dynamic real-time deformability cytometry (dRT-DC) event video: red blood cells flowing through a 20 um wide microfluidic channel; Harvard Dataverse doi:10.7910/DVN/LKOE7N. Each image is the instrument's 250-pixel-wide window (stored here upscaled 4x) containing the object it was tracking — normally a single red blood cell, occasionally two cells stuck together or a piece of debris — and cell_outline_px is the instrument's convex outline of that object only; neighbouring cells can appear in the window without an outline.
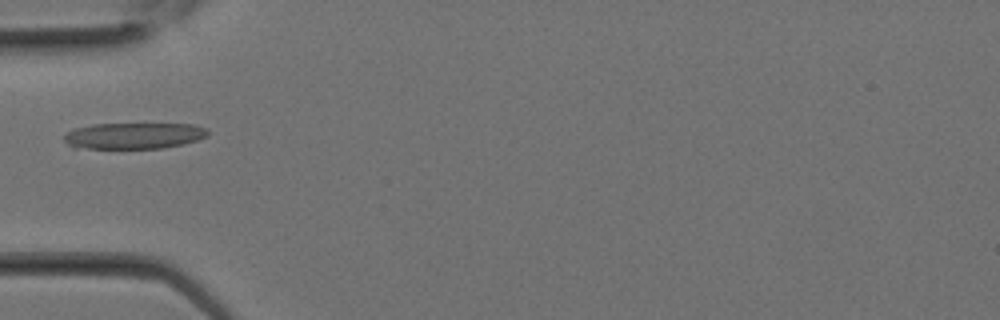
{"species": "Egyptian fruit bat (a non-hibernating species)", "species_latin": "Rousettus aegyptiacus", "temperature_condition": "room temperature", "stored_images_in_passage": 10, "camera_frame_rate_fps": 3000, "um_per_image_px": 0.085, "animal": {"sex": "female"}, "frame": {"image": 1, "passage_image": 9, "time_ms": 2.667, "image_size_px": [1000, 320], "cell_outline_px": [[208, 136], [184, 144], [164, 148], [72, 148], [64, 140], [64, 136], [72, 128], [92, 124], [192, 124], [208, 128]], "centroid_in_image_um": [11.37, 11.53], "position_along_channel_um": 73.6, "area_um2": 22.08}}